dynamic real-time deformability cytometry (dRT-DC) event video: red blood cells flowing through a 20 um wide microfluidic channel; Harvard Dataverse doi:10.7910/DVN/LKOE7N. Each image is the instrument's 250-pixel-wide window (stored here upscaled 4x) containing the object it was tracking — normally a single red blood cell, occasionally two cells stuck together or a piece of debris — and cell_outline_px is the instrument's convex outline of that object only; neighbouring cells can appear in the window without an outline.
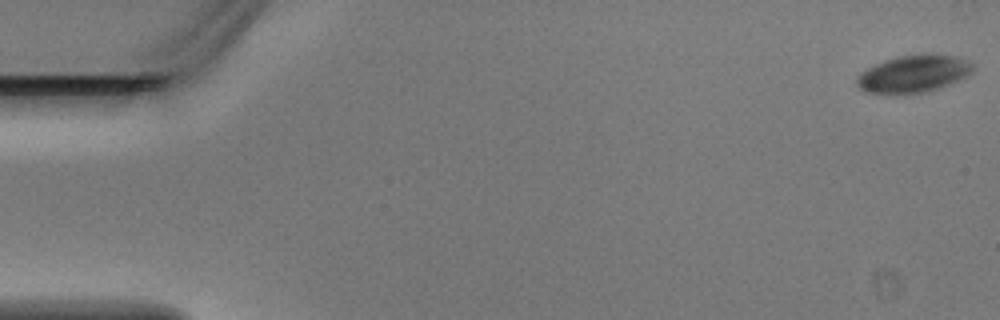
{"species": "Egyptian fruit bat (a non-hibernating species)", "species_latin": "Rousettus aegyptiacus", "temperature_condition": "warm", "stored_images_in_passage": 4, "camera_frame_rate_fps": 3000, "um_per_image_px": 0.085, "animal": {"sex": "male"}, "frame": {"image": 1, "passage_image": 1, "time_ms": 0.0, "image_size_px": [1000, 320], "cell_outline_px": [[972, 72], [948, 84], [924, 92], [896, 96], [892, 96], [864, 92], [856, 84], [856, 80], [860, 72], [884, 60], [900, 56], [920, 52], [932, 52], [956, 56], [972, 64]], "centroid_in_image_um": [77.57, 6.28], "position_along_channel_um": 7.4, "area_um2": 25.72}}
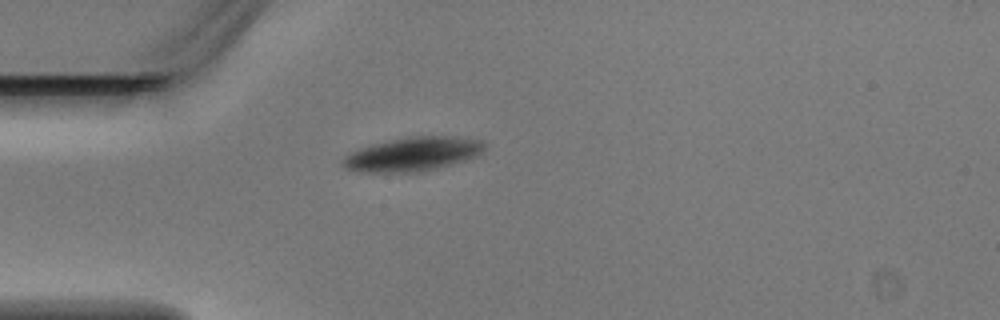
{"frame": {"image": 2, "passage_image": 4, "time_ms": 1.0, "image_size_px": [1000, 320], "cell_outline_px": [[484, 148], [476, 156], [452, 164], [420, 172], [364, 172], [348, 168], [344, 164], [344, 156], [360, 148], [372, 144], [408, 136], [452, 136], [484, 140]], "centroid_in_image_um": [35.12, 13.09], "position_along_channel_um": 49.9, "area_um2": 27.63}}